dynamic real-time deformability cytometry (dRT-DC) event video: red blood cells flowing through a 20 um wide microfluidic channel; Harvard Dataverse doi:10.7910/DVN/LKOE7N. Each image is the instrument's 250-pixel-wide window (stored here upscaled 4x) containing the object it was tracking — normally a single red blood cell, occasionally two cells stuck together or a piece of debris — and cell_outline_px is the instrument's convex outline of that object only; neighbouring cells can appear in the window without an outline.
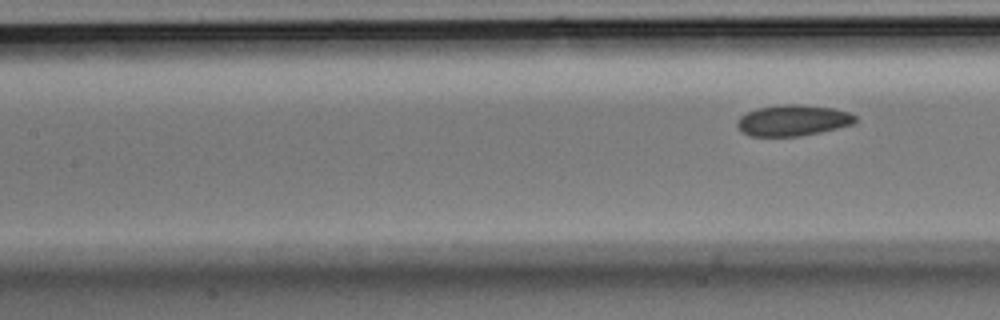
{"species": "Egyptian fruit bat (a non-hibernating species)", "species_latin": "Rousettus aegyptiacus", "temperature_condition": "room temperature", "stored_images_in_passage": 6, "segment_of_instrument_passage": [2, 2], "camera_frame_rate_fps": 3000, "um_per_image_px": 0.085, "animal": {"sex": "male"}, "frame": {"image": 1, "passage_image": 6, "time_ms": 1.667, "image_size_px": [1000, 320], "cell_outline_px": [[856, 120], [852, 124], [820, 132], [800, 136], [748, 136], [736, 124], [736, 120], [740, 116], [756, 108], [780, 104], [796, 104], [832, 108], [848, 112], [856, 116]], "centroid_in_image_um": [67.36, 10.23], "position_along_channel_um": 140.0, "area_um2": 21.21}}